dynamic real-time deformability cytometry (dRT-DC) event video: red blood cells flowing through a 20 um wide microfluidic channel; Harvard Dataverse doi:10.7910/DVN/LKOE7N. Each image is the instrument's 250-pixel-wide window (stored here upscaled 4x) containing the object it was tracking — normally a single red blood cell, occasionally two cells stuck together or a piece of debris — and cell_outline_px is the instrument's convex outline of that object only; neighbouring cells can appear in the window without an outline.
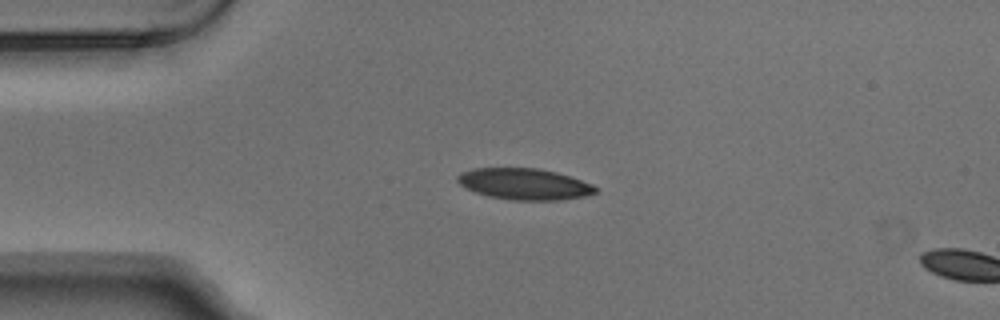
{"species": "Egyptian fruit bat (a non-hibernating species)", "species_latin": "Rousettus aegyptiacus", "temperature_condition": "warm", "stored_images_in_passage": 4, "camera_frame_rate_fps": 3000, "um_per_image_px": 0.085, "animal": {"sex": "male"}, "frame": {"image": 1, "passage_image": 3, "time_ms": 0.667, "image_size_px": [1000, 320], "cell_outline_px": [[596, 192], [584, 196], [560, 200], [512, 200], [488, 196], [476, 192], [460, 184], [456, 180], [456, 176], [460, 172], [472, 168], [540, 168], [556, 172], [592, 184], [596, 188]], "centroid_in_image_um": [44.53, 15.63], "position_along_channel_um": 40.5, "area_um2": 25.03}}